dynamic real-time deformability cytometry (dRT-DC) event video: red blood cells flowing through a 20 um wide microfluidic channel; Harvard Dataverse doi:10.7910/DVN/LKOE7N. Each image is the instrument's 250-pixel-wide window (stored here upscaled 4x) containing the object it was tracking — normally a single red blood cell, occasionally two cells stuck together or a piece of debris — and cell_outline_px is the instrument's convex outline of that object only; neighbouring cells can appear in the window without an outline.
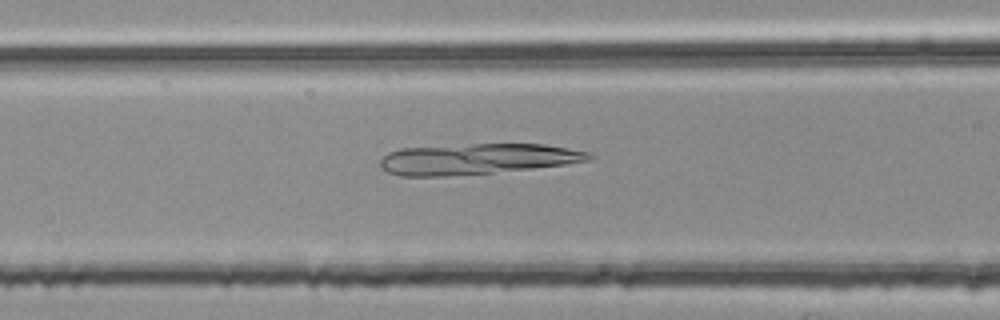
{"species": "common noctule bat (a hibernating species)", "species_latin": "Nyctalus noctula", "temperature_condition": "room temperature", "stored_images_in_passage": 54, "camera_frame_rate_fps": 3000, "um_per_image_px": 0.085, "animal": {"sex": "female", "body_mass_g": 25.1}, "frame": {"image": 1, "passage_image": 21, "time_ms": 6.667, "image_size_px": [1000, 320], "cell_outline_px": [[596, 156], [592, 160], [564, 164], [532, 168], [492, 172], [444, 176], [400, 176], [388, 172], [380, 168], [380, 160], [388, 152], [400, 148], [472, 144], [544, 144], [588, 152]], "centroid_in_image_um": [40.53, 13.5], "position_along_channel_um": 126.1, "area_um2": 37.22}}
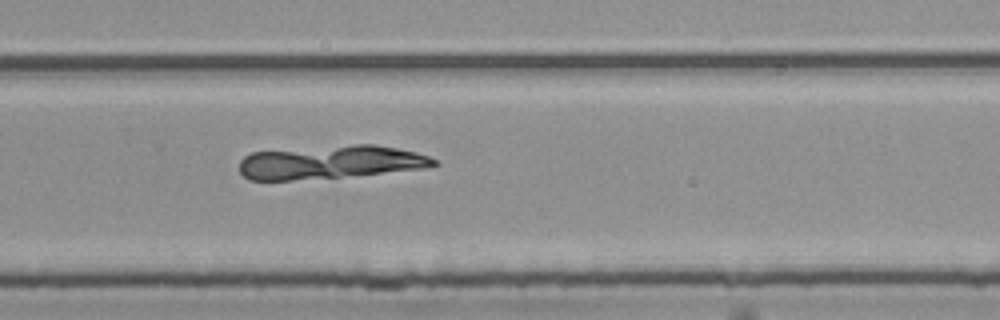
{"frame": {"image": 2, "passage_image": 35, "time_ms": 11.333, "image_size_px": [1000, 320], "cell_outline_px": [[440, 164], [424, 168], [340, 176], [292, 180], [248, 180], [240, 172], [240, 160], [244, 156], [252, 152], [356, 144], [372, 144], [396, 148], [416, 152], [428, 156], [436, 160]], "centroid_in_image_um": [28.05, 13.78], "position_along_channel_um": 301.8, "area_um2": 37.22}}
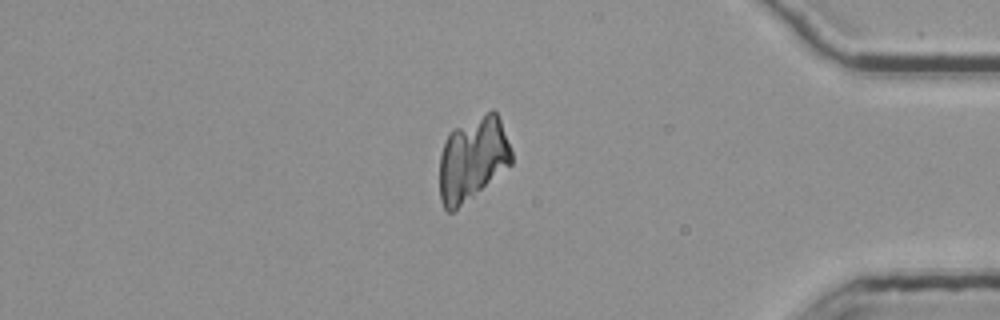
{"frame": {"image": 3, "passage_image": 45, "time_ms": 14.667, "image_size_px": [1000, 320], "cell_outline_px": [[512, 164], [452, 212], [448, 212], [444, 208], [440, 200], [440, 156], [444, 144], [452, 128], [492, 108], [496, 112], [500, 120], [512, 152]], "centroid_in_image_um": [40.17, 13.46], "position_along_channel_um": 395.0, "area_um2": 34.97}}